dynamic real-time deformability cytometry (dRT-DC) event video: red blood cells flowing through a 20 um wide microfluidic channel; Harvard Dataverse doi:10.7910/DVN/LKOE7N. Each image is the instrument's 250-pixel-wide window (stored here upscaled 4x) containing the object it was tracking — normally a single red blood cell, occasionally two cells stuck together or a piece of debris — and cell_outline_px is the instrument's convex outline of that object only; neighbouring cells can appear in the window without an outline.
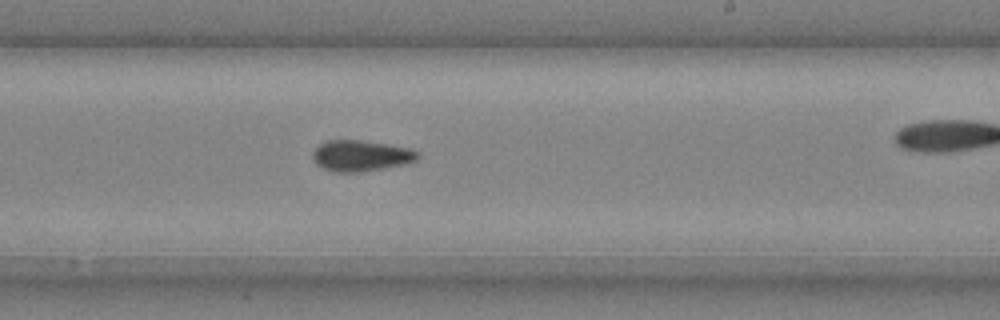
{"species": "common noctule bat (a hibernating species)", "species_latin": "Nyctalus noctula", "temperature_condition": "cold", "stored_images_in_passage": 23, "camera_frame_rate_fps": 3000, "um_per_image_px": 0.085, "animal": {"sex": "male", "body_mass_g": 20.4}, "frame": {"image": 1, "passage_image": 14, "time_ms": 4.333, "image_size_px": [1000, 320], "cell_outline_px": [[420, 156], [416, 160], [404, 164], [360, 172], [336, 172], [324, 168], [316, 164], [312, 156], [312, 152], [320, 144], [328, 140], [360, 140], [388, 144], [412, 148], [420, 152]], "centroid_in_image_um": [30.7, 13.23], "position_along_channel_um": 258.3, "area_um2": 18.96}}